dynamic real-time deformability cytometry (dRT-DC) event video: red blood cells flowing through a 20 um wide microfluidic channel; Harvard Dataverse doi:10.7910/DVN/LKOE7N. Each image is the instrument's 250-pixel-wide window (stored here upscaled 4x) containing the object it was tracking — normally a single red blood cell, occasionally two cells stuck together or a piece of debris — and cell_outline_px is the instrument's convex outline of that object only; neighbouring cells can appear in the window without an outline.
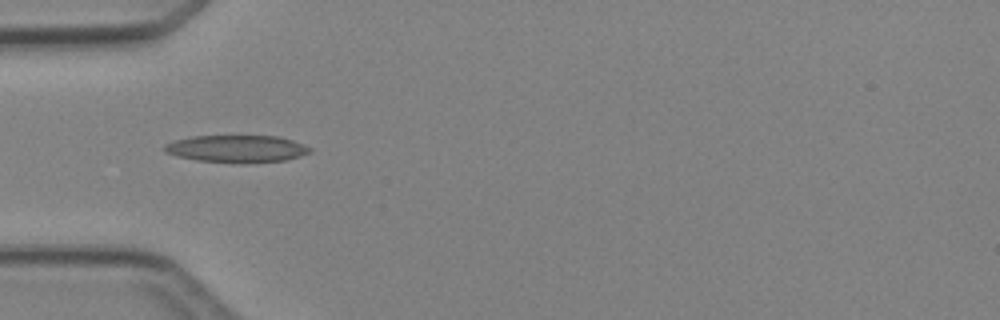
{"species": "Egyptian fruit bat (a non-hibernating species)", "species_latin": "Rousettus aegyptiacus", "temperature_condition": "cold", "stored_images_in_passage": 4, "camera_frame_rate_fps": 3000, "um_per_image_px": 0.085, "animal": {"sex": "female"}, "frame": {"image": 1, "passage_image": 3, "time_ms": 3.333, "image_size_px": [1000, 320], "cell_outline_px": [[312, 152], [300, 156], [284, 160], [244, 164], [240, 164], [196, 160], [176, 156], [164, 152], [164, 144], [176, 140], [192, 136], [276, 136], [292, 140], [312, 148]], "centroid_in_image_um": [20.11, 12.66], "position_along_channel_um": 64.9, "area_um2": 23.29}}
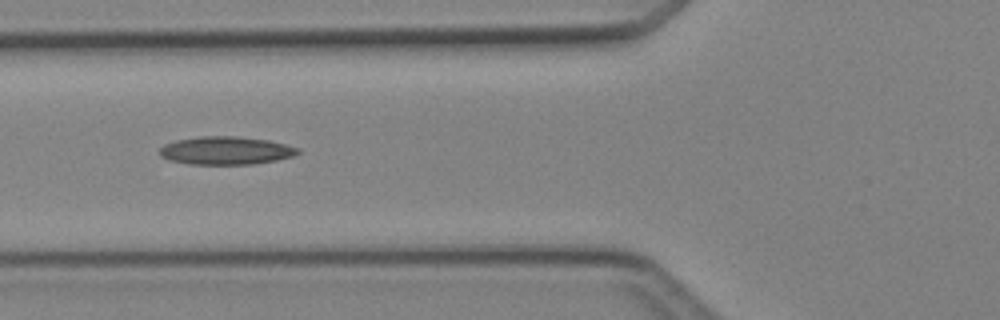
{"frame": {"image": 2, "passage_image": 4, "time_ms": 4.333, "image_size_px": [1000, 320], "cell_outline_px": [[300, 152], [292, 156], [276, 160], [252, 164], [192, 164], [172, 160], [160, 156], [160, 148], [164, 144], [176, 140], [200, 136], [236, 136], [268, 140], [300, 148]], "centroid_in_image_um": [19.2, 12.79], "position_along_channel_um": 106.6, "area_um2": 22.43}}